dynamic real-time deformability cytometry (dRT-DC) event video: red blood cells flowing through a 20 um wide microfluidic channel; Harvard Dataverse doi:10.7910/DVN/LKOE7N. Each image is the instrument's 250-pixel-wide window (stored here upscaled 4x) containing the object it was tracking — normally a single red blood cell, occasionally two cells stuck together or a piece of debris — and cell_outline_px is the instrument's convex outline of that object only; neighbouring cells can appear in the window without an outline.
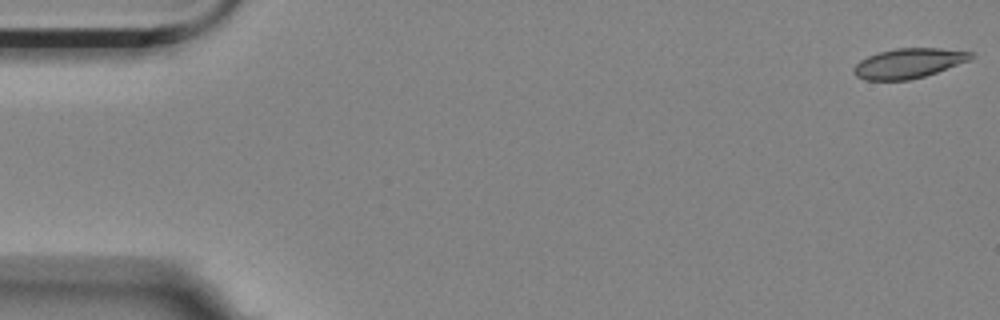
{"species": "Egyptian fruit bat (a non-hibernating species)", "species_latin": "Rousettus aegyptiacus", "temperature_condition": "room temperature", "stored_images_in_passage": 15, "camera_frame_rate_fps": 3000, "um_per_image_px": 0.085, "animal": {"sex": "female"}, "frame": {"image": 1, "passage_image": 1, "time_ms": 0.0, "image_size_px": [1000, 320], "cell_outline_px": [[976, 56], [972, 60], [924, 76], [908, 80], [864, 80], [856, 76], [852, 72], [852, 68], [860, 60], [868, 56], [880, 52], [896, 48], [940, 48], [972, 52]], "centroid_in_image_um": [77.24, 5.37], "position_along_channel_um": 7.8, "area_um2": 20.46}}
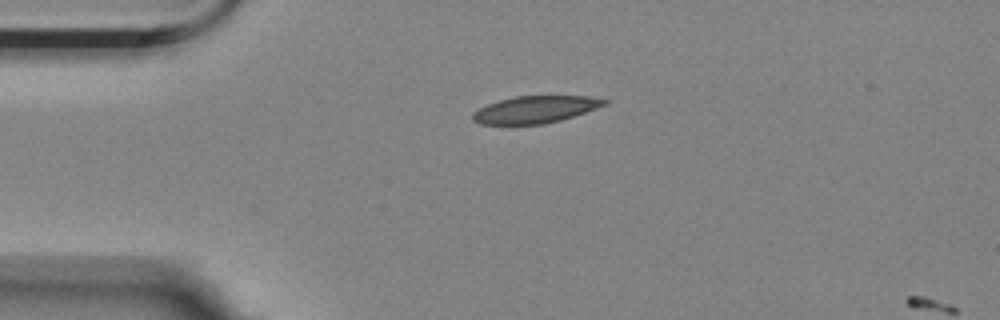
{"frame": {"image": 2, "passage_image": 13, "time_ms": 4.0, "image_size_px": [1000, 320], "cell_outline_px": [[608, 104], [560, 120], [544, 124], [480, 124], [472, 120], [472, 112], [488, 104], [500, 100], [516, 96], [588, 96], [608, 100]], "centroid_in_image_um": [45.48, 9.3], "position_along_channel_um": 39.5, "area_um2": 20.58}}